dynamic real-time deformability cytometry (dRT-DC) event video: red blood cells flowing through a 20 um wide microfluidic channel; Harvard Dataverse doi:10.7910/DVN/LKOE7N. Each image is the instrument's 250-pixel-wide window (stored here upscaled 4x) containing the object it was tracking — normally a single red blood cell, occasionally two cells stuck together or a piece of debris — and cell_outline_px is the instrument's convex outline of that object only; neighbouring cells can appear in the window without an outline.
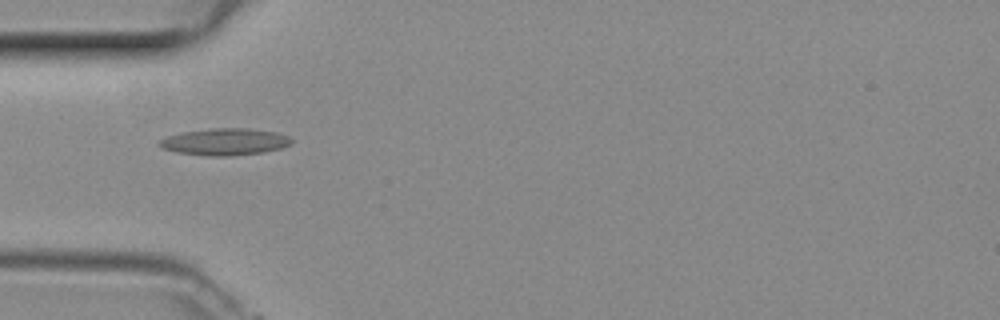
{"species": "common noctule bat (a hibernating species)", "species_latin": "Nyctalus noctula", "temperature_condition": "room temperature", "stored_images_in_passage": 34, "camera_frame_rate_fps": 3000, "um_per_image_px": 0.085, "animal": {"sex": "female", "body_mass_g": 29.2, "forearm_length_mm": 56.3}, "frame": {"image": 1, "passage_image": 1, "time_ms": 0.0, "image_size_px": [1000, 320], "cell_outline_px": [[292, 144], [280, 148], [264, 152], [232, 156], [208, 156], [176, 152], [164, 148], [156, 144], [160, 140], [168, 136], [184, 132], [212, 128], [248, 128], [276, 132], [288, 136], [292, 140]], "centroid_in_image_um": [19.13, 12.05], "position_along_channel_um": 65.9, "area_um2": 20.63}}
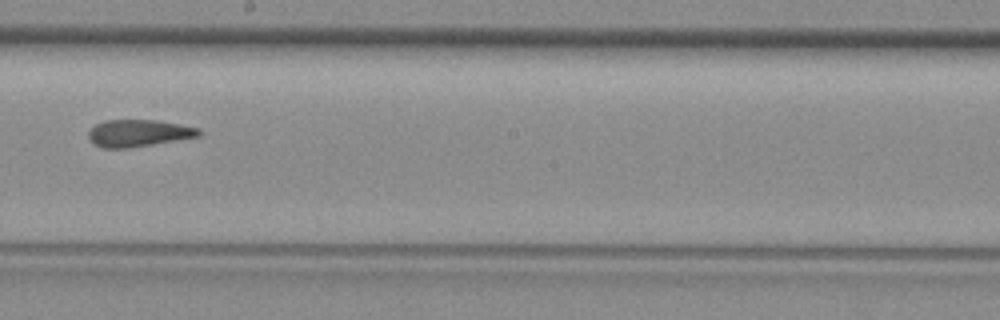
{"frame": {"image": 2, "passage_image": 13, "time_ms": 4.0, "image_size_px": [1000, 320], "cell_outline_px": [[200, 136], [128, 148], [104, 148], [96, 144], [88, 136], [88, 132], [96, 124], [108, 120], [156, 120], [180, 124], [200, 128]], "centroid_in_image_um": [11.8, 11.31], "position_along_channel_um": 236.4, "area_um2": 17.11}}
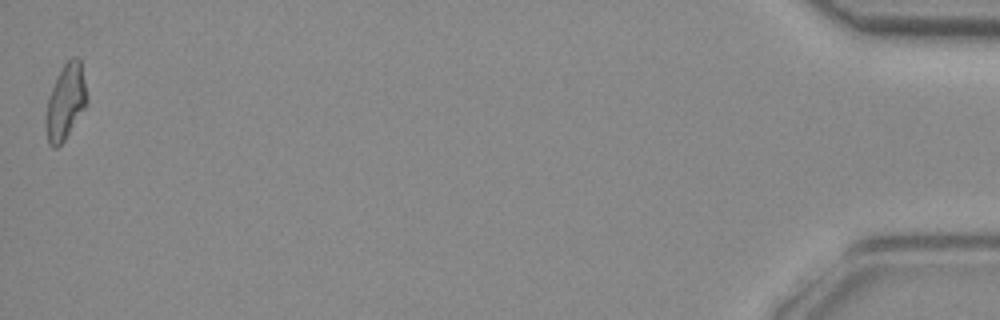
{"frame": {"image": 3, "passage_image": 34, "time_ms": 11.0, "image_size_px": [1000, 320], "cell_outline_px": [[88, 104], [64, 140], [56, 148], [52, 148], [48, 144], [44, 120], [44, 116], [48, 96], [64, 64], [72, 56], [76, 56], [80, 60], [88, 100]], "centroid_in_image_um": [5.56, 8.7], "position_along_channel_um": 429.6, "area_um2": 18.09}}